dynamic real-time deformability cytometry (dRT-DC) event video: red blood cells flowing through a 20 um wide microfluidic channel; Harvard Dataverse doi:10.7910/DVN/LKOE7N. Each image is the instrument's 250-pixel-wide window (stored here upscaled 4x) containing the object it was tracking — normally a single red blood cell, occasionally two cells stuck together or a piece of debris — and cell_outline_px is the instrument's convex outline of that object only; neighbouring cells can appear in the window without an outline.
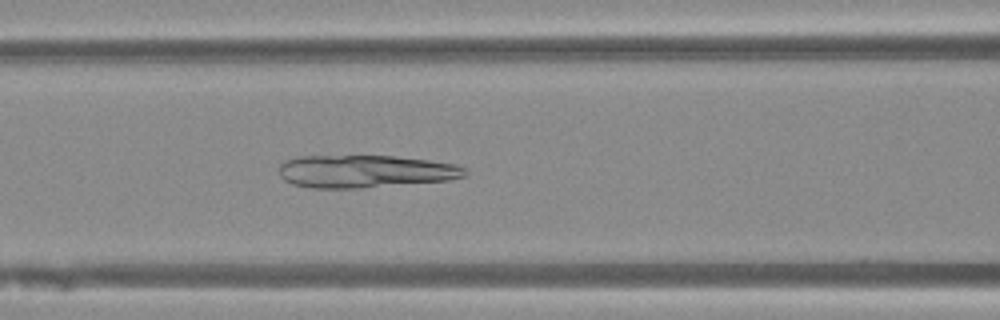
{"species": "Egyptian fruit bat (a non-hibernating species)", "species_latin": "Rousettus aegyptiacus", "temperature_condition": "warm", "stored_images_in_passage": 49, "camera_frame_rate_fps": 3000, "um_per_image_px": 0.085, "animal": {"sex": "female"}, "frame": {"image": 1, "passage_image": 20, "time_ms": 6.333, "image_size_px": [1000, 320], "cell_outline_px": [[468, 176], [448, 180], [360, 188], [308, 188], [292, 184], [284, 180], [280, 176], [280, 164], [284, 160], [296, 156], [392, 156], [428, 160], [456, 164], [464, 168], [468, 172]], "centroid_in_image_um": [31.02, 14.57], "position_along_channel_um": 135.6, "area_um2": 35.55}}
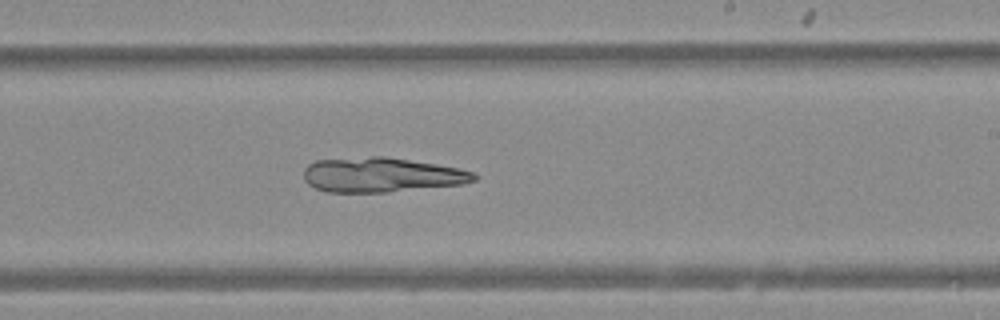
{"frame": {"image": 2, "passage_image": 29, "time_ms": 9.333, "image_size_px": [1000, 320], "cell_outline_px": [[480, 176], [476, 180], [460, 184], [384, 192], [328, 192], [316, 188], [308, 184], [304, 180], [304, 168], [308, 164], [316, 160], [372, 156], [384, 156], [436, 164], [460, 168], [472, 172]], "centroid_in_image_um": [32.41, 14.85], "position_along_channel_um": 256.6, "area_um2": 34.28}}
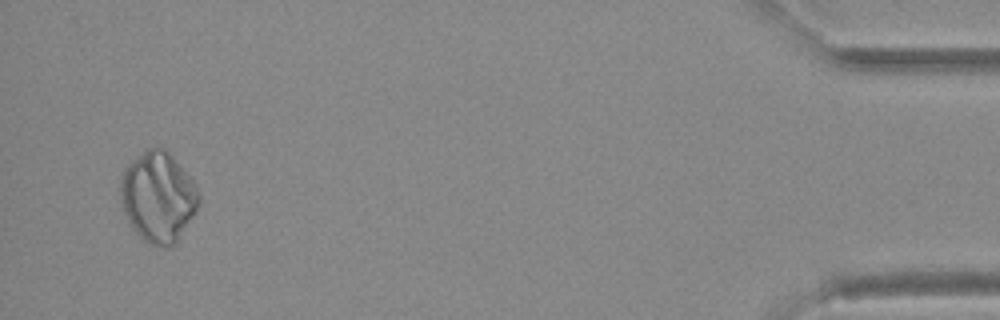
{"frame": {"image": 3, "passage_image": 47, "time_ms": 15.333, "image_size_px": [1000, 320], "cell_outline_px": [[200, 204], [176, 244], [168, 248], [160, 248], [144, 240], [132, 228], [124, 212], [120, 196], [120, 180], [124, 168], [128, 164], [148, 148], [164, 148], [172, 156], [196, 184], [200, 196]], "centroid_in_image_um": [13.45, 16.77], "position_along_channel_um": 421.7, "area_um2": 41.27}}